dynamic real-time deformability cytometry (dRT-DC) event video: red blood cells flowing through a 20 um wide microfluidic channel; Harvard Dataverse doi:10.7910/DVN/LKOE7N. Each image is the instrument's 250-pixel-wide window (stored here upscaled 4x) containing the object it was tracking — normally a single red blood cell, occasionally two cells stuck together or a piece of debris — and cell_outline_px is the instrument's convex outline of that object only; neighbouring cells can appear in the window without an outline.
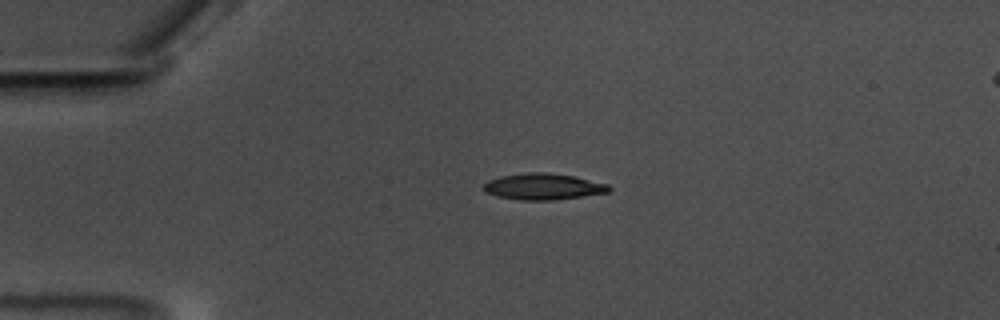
{"species": "common noctule bat (a hibernating species)", "species_latin": "Nyctalus noctula", "temperature_condition": "warm", "stored_images_in_passage": 50, "camera_frame_rate_fps": 3000, "um_per_image_px": 0.085, "animal": {"sex": "male", "body_mass_g": 17.5, "forearm_length_mm": 52.3}, "frame": {"image": 1, "passage_image": 6, "time_ms": 1.667, "image_size_px": [1000, 320], "cell_outline_px": [[612, 188], [608, 192], [552, 200], [520, 200], [496, 196], [484, 192], [484, 184], [488, 180], [500, 176], [532, 172], [544, 172], [572, 176], [608, 184]], "centroid_in_image_um": [46.13, 15.86], "position_along_channel_um": 38.9, "area_um2": 18.96}}
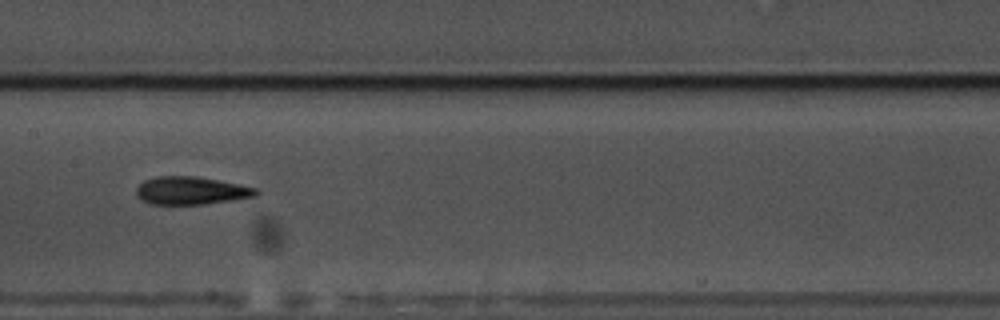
{"frame": {"image": 2, "passage_image": 22, "time_ms": 7.0, "image_size_px": [1000, 320], "cell_outline_px": [[260, 192], [256, 196], [232, 200], [204, 204], [148, 204], [140, 200], [136, 196], [136, 188], [144, 180], [156, 176], [196, 176], [260, 188]], "centroid_in_image_um": [16.24, 16.2], "position_along_channel_um": 191.2, "area_um2": 19.65}}
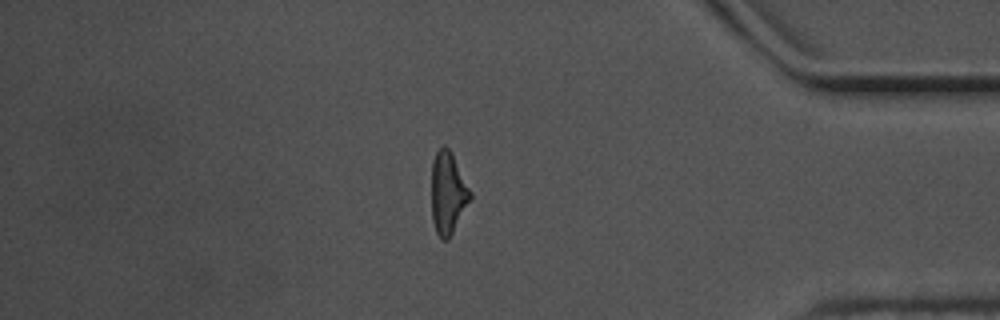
{"frame": {"image": 3, "passage_image": 42, "time_ms": 13.667, "image_size_px": [1000, 320], "cell_outline_px": [[472, 196], [448, 240], [440, 240], [436, 232], [432, 220], [432, 160], [436, 152], [444, 144], [452, 152], [472, 192]], "centroid_in_image_um": [38.07, 16.39], "position_along_channel_um": 397.1, "area_um2": 18.55}, "authors_computed_cell_mechanics": {"area_um2": 19.0162, "velocity_mm_per_s": 3.5228, "shape_relaxation_time_tau1_ms": 3.6945, "shape_relaxation_time_tau2_ms": 2.7042, "deformation_change_tau1": 0.198, "deformation_change_tau2": 0.1389}}